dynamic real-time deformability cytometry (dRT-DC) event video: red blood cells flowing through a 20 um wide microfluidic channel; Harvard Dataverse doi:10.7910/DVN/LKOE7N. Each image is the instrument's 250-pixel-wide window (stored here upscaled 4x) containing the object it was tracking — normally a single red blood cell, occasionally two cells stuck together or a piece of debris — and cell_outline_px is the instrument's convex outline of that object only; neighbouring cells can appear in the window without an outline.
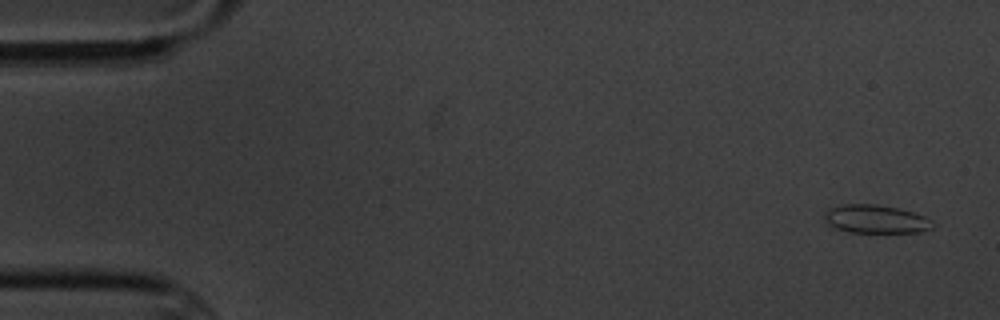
{"species": "common noctule bat (a hibernating species)", "species_latin": "Nyctalus noctula", "temperature_condition": "cold", "stored_images_in_passage": 6, "camera_frame_rate_fps": 3000, "um_per_image_px": 0.085, "animal": {"sex": "male", "body_mass_g": 20.1, "forearm_length_mm": 53.5}, "frame": {"image": 1, "passage_image": 1, "time_ms": 0.0, "image_size_px": [1000, 320], "cell_outline_px": [[932, 228], [920, 232], [848, 232], [836, 228], [828, 224], [824, 216], [824, 212], [828, 208], [844, 204], [876, 204], [896, 208], [912, 212], [924, 216], [932, 220]], "centroid_in_image_um": [74.41, 18.62], "position_along_channel_um": 10.6, "area_um2": 17.74}}